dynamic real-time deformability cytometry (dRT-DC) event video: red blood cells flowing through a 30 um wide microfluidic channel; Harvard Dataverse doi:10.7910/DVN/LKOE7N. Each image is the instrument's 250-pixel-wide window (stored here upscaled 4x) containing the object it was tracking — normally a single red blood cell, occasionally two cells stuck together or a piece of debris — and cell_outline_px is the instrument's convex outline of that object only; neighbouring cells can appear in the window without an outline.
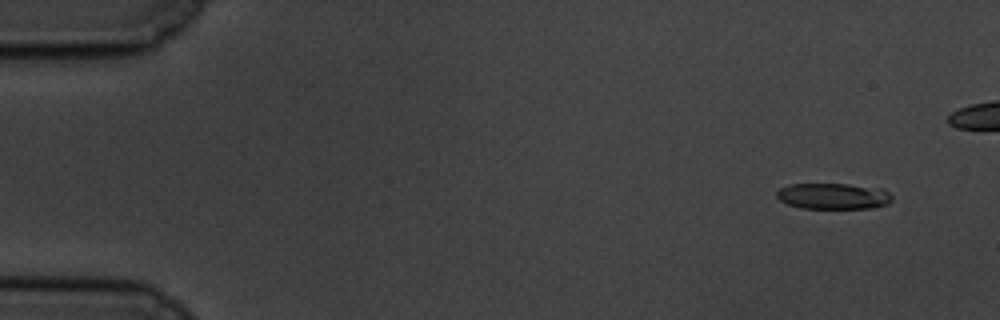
{"species": "common noctule bat (a hibernating species)", "species_latin": "Nyctalus noctula", "temperature_condition": "cold", "stored_images_in_passage": 14, "camera_frame_rate_fps": 3000, "um_per_image_px": 0.085, "animal": {"sex": "male", "body_mass_g": 19.5, "forearm_length_mm": 54.6}, "frame": {"image": 1, "passage_image": 1, "time_ms": 0.0, "image_size_px": [1000, 320], "cell_outline_px": [[892, 200], [888, 204], [872, 208], [800, 208], [788, 204], [780, 200], [776, 196], [776, 192], [780, 188], [788, 184], [848, 184], [884, 188], [892, 196]], "centroid_in_image_um": [70.84, 16.66], "position_along_channel_um": 14.2, "area_um2": 17.63}}